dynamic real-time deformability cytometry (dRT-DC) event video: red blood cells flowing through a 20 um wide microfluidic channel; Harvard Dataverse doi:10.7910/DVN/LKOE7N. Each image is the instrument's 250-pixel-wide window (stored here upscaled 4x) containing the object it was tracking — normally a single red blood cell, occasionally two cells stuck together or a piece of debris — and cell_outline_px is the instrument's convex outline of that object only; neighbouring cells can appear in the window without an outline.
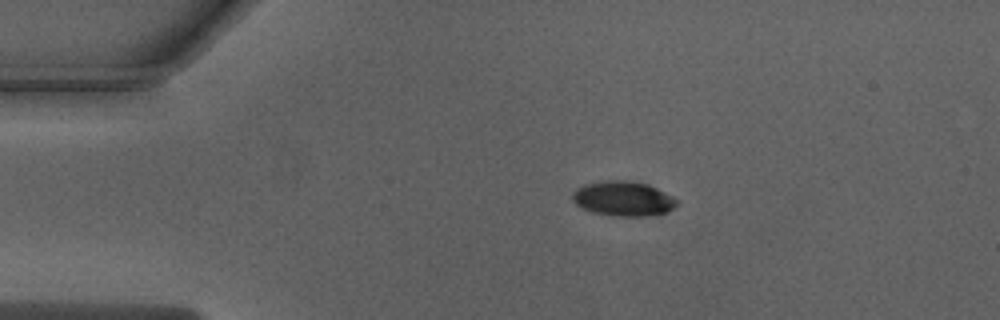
{"species": "Egyptian fruit bat (a non-hibernating species)", "species_latin": "Rousettus aegyptiacus", "temperature_condition": "warm", "stored_images_in_passage": 42, "camera_frame_rate_fps": 3000, "um_per_image_px": 0.085, "animal": {"sex": "male"}, "frame": {"image": 1, "passage_image": 1, "time_ms": 0.0, "image_size_px": [1000, 320], "cell_outline_px": [[680, 204], [668, 212], [648, 216], [616, 216], [592, 212], [576, 204], [572, 200], [572, 192], [576, 188], [584, 184], [612, 180], [624, 180], [648, 184], [680, 200]], "centroid_in_image_um": [53.01, 16.89], "position_along_channel_um": 32.0, "area_um2": 21.27}}
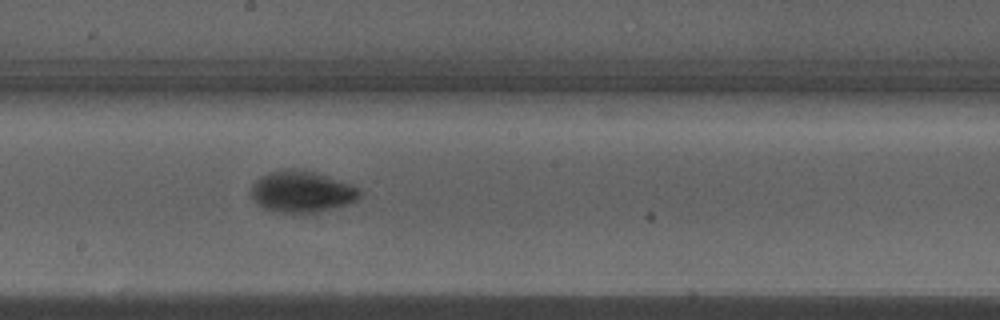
{"frame": {"image": 2, "passage_image": 19, "time_ms": 6.0, "image_size_px": [1000, 320], "cell_outline_px": [[360, 196], [352, 204], [308, 216], [272, 212], [256, 204], [252, 196], [252, 184], [260, 176], [272, 172], [288, 168], [296, 168], [316, 172], [352, 184], [360, 192]], "centroid_in_image_um": [25.67, 16.35], "position_along_channel_um": 222.5, "area_um2": 27.22}}
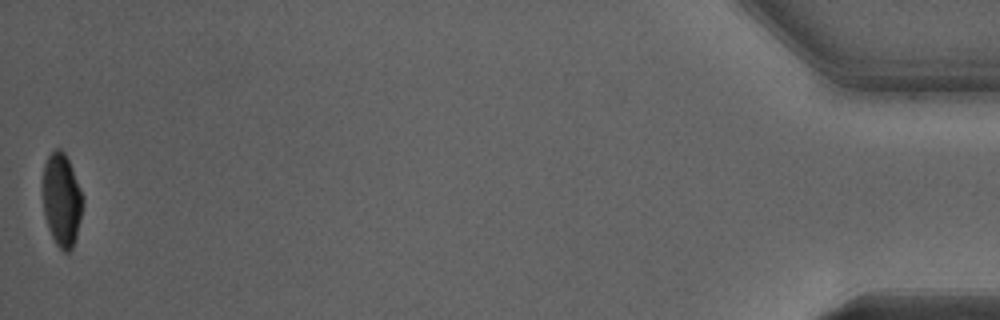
{"frame": {"image": 3, "passage_image": 42, "time_ms": 13.667, "image_size_px": [1000, 320], "cell_outline_px": [[84, 204], [76, 236], [72, 248], [68, 252], [64, 252], [56, 244], [48, 228], [44, 216], [44, 164], [48, 156], [56, 148], [60, 148], [64, 152], [68, 160], [84, 200]], "centroid_in_image_um": [5.25, 17.01], "position_along_channel_um": 429.9, "area_um2": 21.27}, "authors_computed_cell_mechanics": {"area_um2": 24.2182, "velocity_mm_per_s": 4.0143, "shape_relaxation_time_tau1_ms": 2.0503, "shape_relaxation_time_tau2_ms": null, "deformation_change_tau1": 0.1486, "deformation_change_tau2": null}}